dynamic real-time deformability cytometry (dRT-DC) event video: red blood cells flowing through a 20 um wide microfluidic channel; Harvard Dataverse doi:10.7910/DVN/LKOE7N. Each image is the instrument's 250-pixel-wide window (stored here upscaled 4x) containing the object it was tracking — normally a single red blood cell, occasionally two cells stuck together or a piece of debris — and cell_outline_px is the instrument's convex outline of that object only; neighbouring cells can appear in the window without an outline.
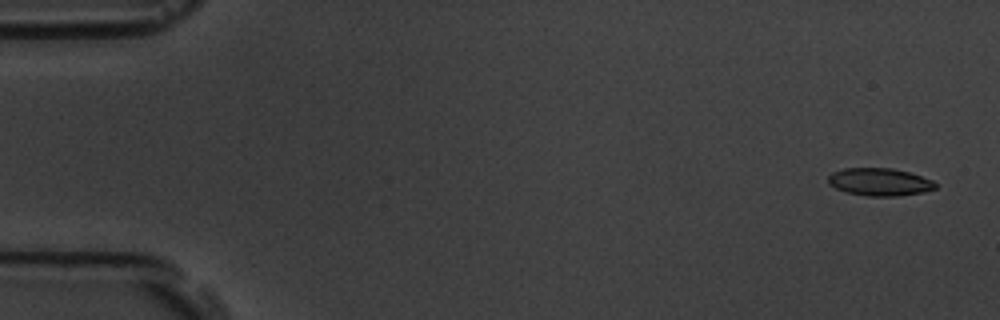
{"species": "common noctule bat (a hibernating species)", "species_latin": "Nyctalus noctula", "temperature_condition": "room temperature", "stored_images_in_passage": 5, "camera_frame_rate_fps": 3000, "um_per_image_px": 0.085, "animal": {"sex": "male", "body_mass_g": 19.5, "forearm_length_mm": 54.6}, "frame": {"image": 1, "passage_image": 1, "time_ms": 0.0, "image_size_px": [1000, 320], "cell_outline_px": [[936, 188], [924, 192], [896, 196], [868, 196], [844, 192], [828, 184], [828, 176], [832, 172], [844, 168], [892, 168], [908, 172], [932, 180], [936, 184]], "centroid_in_image_um": [74.73, 15.47], "position_along_channel_um": 10.3, "area_um2": 17.28}}
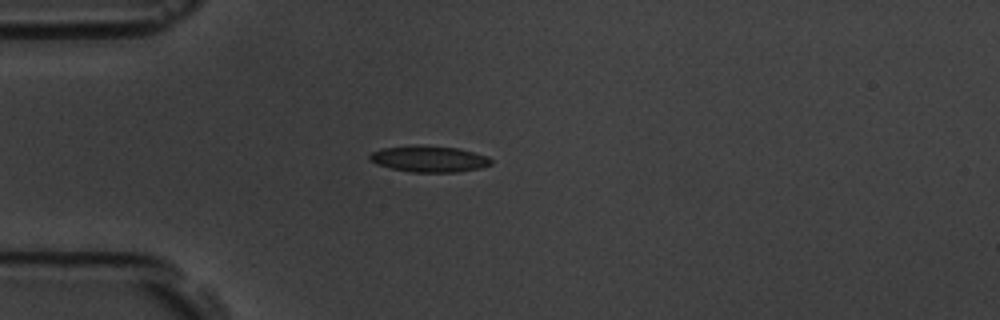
{"frame": {"image": 2, "passage_image": 5, "time_ms": 4.333, "image_size_px": [1000, 320], "cell_outline_px": [[492, 164], [480, 168], [456, 172], [412, 172], [392, 168], [376, 164], [368, 160], [368, 156], [372, 152], [384, 148], [416, 144], [420, 144], [460, 148], [488, 156], [492, 160]], "centroid_in_image_um": [36.47, 13.49], "position_along_channel_um": 48.5, "area_um2": 18.79}}